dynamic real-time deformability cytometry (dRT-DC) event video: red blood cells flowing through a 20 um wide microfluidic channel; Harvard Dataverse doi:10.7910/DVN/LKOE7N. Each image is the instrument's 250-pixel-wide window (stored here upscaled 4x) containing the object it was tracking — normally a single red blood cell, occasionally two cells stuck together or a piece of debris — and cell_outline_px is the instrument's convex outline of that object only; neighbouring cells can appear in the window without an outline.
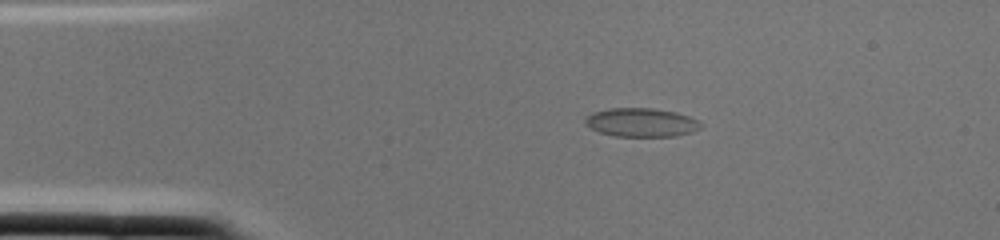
{"species": "common noctule bat (a hibernating species)", "species_latin": "Nyctalus noctula", "temperature_condition": "cold", "stored_images_in_passage": 1, "camera_frame_rate_fps": 3000, "um_per_image_px": 0.085, "animal": {"sex": "female", "body_mass_g": 22.0, "forearm_length_mm": 56.7}, "frame": {"image": 1, "passage_image": 1, "time_ms": 0.0, "image_size_px": [1000, 240], "cell_outline_px": [[704, 124], [700, 128], [692, 132], [676, 136], [616, 136], [600, 132], [584, 124], [584, 116], [592, 112], [608, 108], [652, 108], [676, 112], [700, 120]], "centroid_in_image_um": [54.51, 10.4], "position_along_channel_um": 30.5, "area_um2": 19.54}}